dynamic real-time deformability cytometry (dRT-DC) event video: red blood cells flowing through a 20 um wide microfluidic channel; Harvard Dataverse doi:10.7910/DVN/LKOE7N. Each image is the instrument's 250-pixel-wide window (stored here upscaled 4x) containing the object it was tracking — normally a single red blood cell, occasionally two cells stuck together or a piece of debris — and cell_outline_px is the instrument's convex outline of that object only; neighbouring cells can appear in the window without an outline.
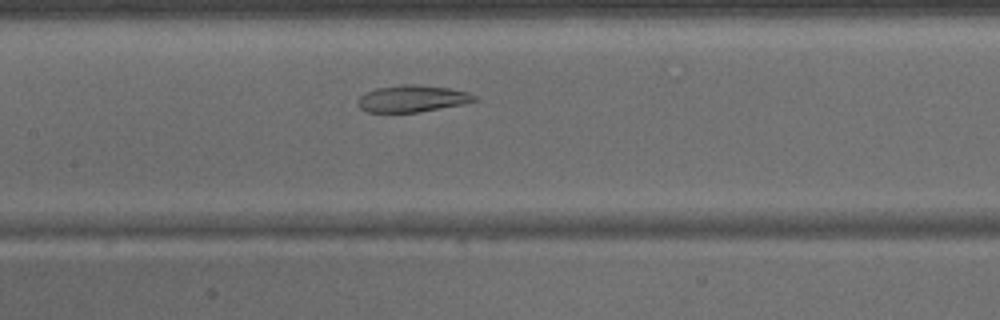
{"species": "common noctule bat (a hibernating species)", "species_latin": "Nyctalus noctula", "temperature_condition": "warm", "stored_images_in_passage": 29, "segment_of_instrument_passage": [1, 2], "camera_frame_rate_fps": 3000, "um_per_image_px": 0.085, "animal": {"sex": "male", "body_mass_g": 15.6}, "frame": {"image": 1, "passage_image": 10, "time_ms": 3.0, "image_size_px": [1000, 320], "cell_outline_px": [[480, 100], [464, 104], [420, 112], [368, 112], [360, 108], [356, 104], [356, 100], [360, 96], [376, 88], [400, 84], [416, 84], [448, 88], [468, 92], [476, 96]], "centroid_in_image_um": [35.05, 8.38], "position_along_channel_um": 172.3, "area_um2": 18.38}}
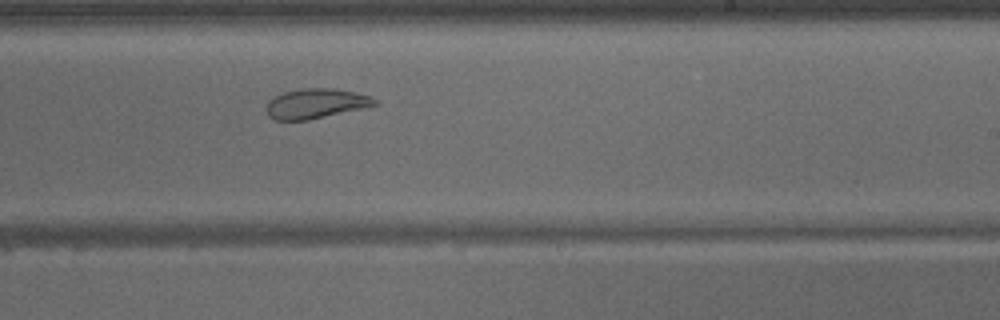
{"frame": {"image": 2, "passage_image": 16, "time_ms": 5.0, "image_size_px": [1000, 320], "cell_outline_px": [[380, 104], [364, 108], [308, 120], [276, 120], [268, 116], [264, 108], [268, 100], [272, 96], [284, 92], [300, 88], [332, 88], [352, 92], [368, 96], [376, 100]], "centroid_in_image_um": [26.77, 8.8], "position_along_channel_um": 262.2, "area_um2": 18.96}}
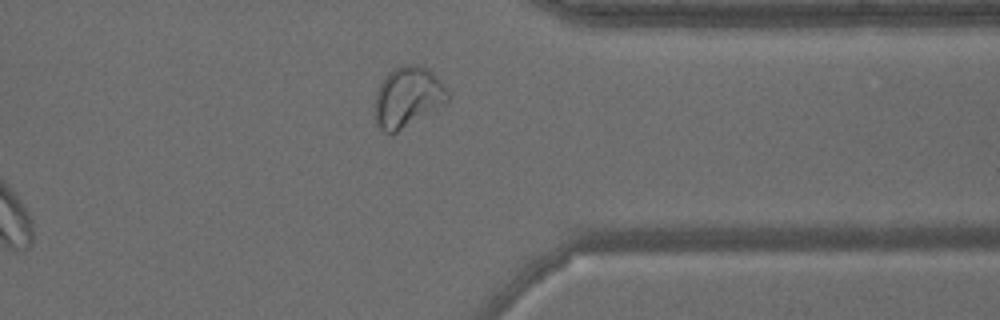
{"frame": {"image": 3, "passage_image": 24, "time_ms": 7.667, "image_size_px": [1000, 320], "cell_outline_px": [[448, 100], [392, 136], [384, 132], [376, 124], [372, 112], [376, 92], [380, 84], [388, 72], [392, 68], [404, 64], [416, 64], [428, 68], [444, 84], [448, 92]], "centroid_in_image_um": [34.58, 8.26], "position_along_channel_um": 376.8, "area_um2": 25.95}}